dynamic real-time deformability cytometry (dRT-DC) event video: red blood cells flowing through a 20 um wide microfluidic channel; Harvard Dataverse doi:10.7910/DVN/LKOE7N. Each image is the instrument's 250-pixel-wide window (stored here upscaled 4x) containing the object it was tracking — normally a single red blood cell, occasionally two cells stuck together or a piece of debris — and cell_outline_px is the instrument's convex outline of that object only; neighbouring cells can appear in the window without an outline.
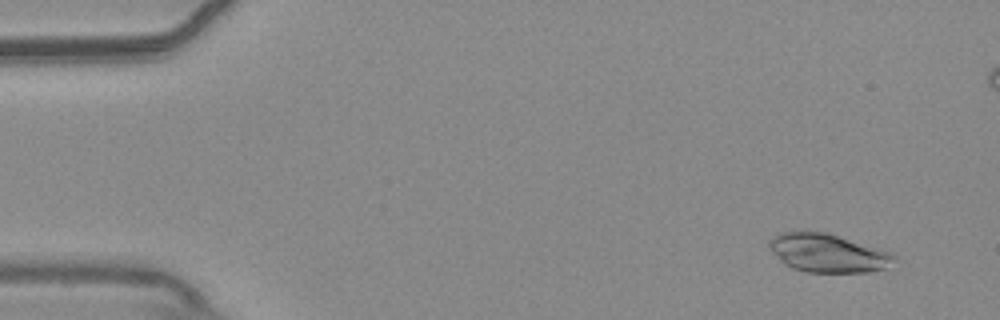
{"species": "common noctule bat (a hibernating species)", "species_latin": "Nyctalus noctula", "temperature_condition": "warm", "stored_images_in_passage": 55, "camera_frame_rate_fps": 3000, "um_per_image_px": 0.085, "animal": {"sex": "male", "body_mass_g": 20.4}, "frame": {"image": 1, "passage_image": 4, "time_ms": 1.0, "image_size_px": [1000, 320], "cell_outline_px": [[900, 260], [884, 268], [868, 272], [808, 272], [792, 268], [784, 264], [768, 248], [768, 240], [772, 236], [780, 232], [800, 228], [824, 232], [880, 248], [892, 252]], "centroid_in_image_um": [70.33, 21.47], "position_along_channel_um": 14.7, "area_um2": 28.73}}
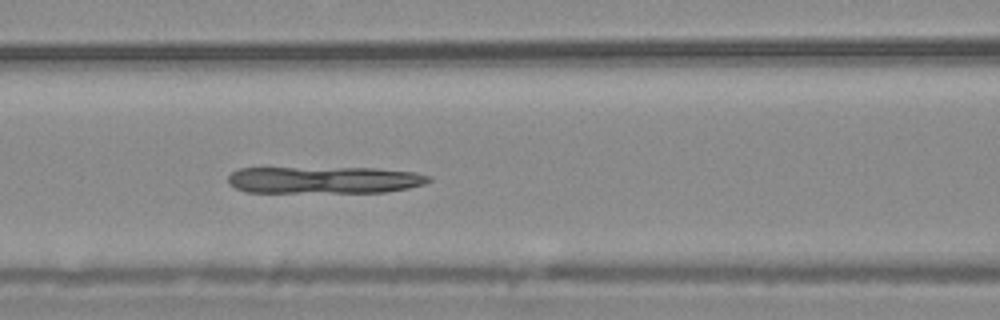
{"frame": {"image": 2, "passage_image": 23, "time_ms": 7.333, "image_size_px": [1000, 320], "cell_outline_px": [[432, 180], [424, 184], [408, 188], [384, 192], [244, 192], [228, 184], [228, 176], [232, 172], [240, 168], [376, 168], [416, 172], [432, 176]], "centroid_in_image_um": [27.58, 15.29], "position_along_channel_um": 139.0, "area_um2": 31.73}}
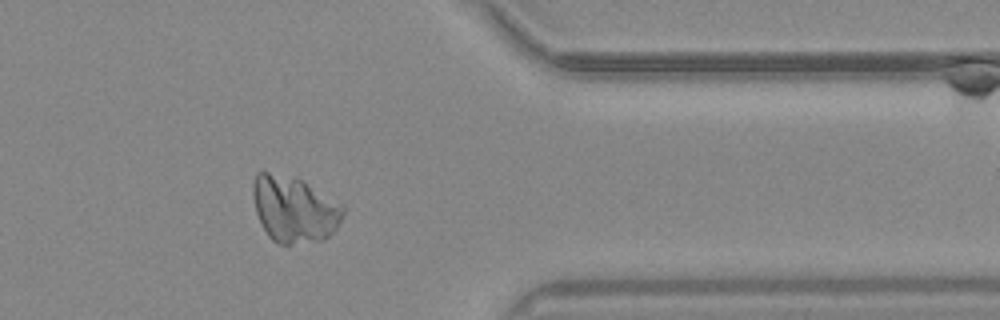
{"frame": {"image": 3, "passage_image": 44, "time_ms": 14.333, "image_size_px": [1000, 320], "cell_outline_px": [[344, 212], [336, 228], [324, 240], [292, 244], [280, 244], [272, 240], [268, 236], [256, 212], [252, 196], [252, 184], [256, 172], [268, 172], [300, 180], [344, 204]], "centroid_in_image_um": [24.99, 17.8], "position_along_channel_um": 386.4, "area_um2": 34.51}}